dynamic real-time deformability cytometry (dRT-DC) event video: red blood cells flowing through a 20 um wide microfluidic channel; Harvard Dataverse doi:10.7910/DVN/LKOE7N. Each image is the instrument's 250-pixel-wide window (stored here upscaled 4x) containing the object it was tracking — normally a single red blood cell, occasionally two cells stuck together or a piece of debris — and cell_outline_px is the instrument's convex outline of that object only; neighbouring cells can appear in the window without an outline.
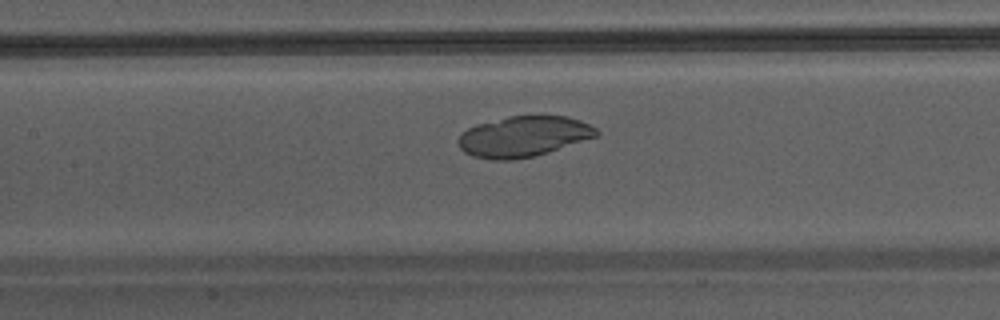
{"species": "Egyptian fruit bat (a non-hibernating species)", "species_latin": "Rousettus aegyptiacus", "temperature_condition": "warm", "stored_images_in_passage": 43, "camera_frame_rate_fps": 3000, "um_per_image_px": 0.085, "animal": {"sex": "male"}, "frame": {"image": 1, "passage_image": 19, "time_ms": 6.0, "image_size_px": [1000, 320], "cell_outline_px": [[600, 132], [596, 136], [536, 156], [512, 160], [492, 160], [472, 156], [464, 152], [460, 148], [456, 140], [460, 132], [476, 124], [508, 116], [564, 116], [580, 120], [596, 128]], "centroid_in_image_um": [44.43, 11.61], "position_along_channel_um": 163.0, "area_um2": 32.77}}